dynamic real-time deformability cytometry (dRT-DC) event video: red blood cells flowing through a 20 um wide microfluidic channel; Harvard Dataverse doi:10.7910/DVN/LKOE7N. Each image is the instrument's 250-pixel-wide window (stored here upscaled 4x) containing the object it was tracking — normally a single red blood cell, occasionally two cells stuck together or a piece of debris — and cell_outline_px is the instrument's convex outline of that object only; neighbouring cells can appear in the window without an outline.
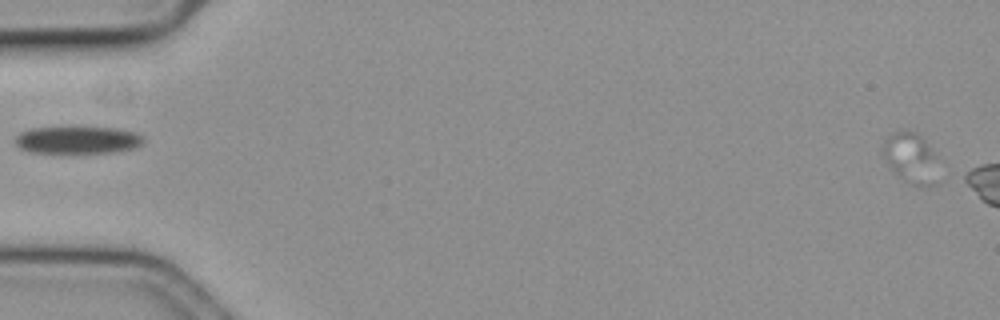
{"species": "common noctule bat (a hibernating species)", "species_latin": "Nyctalus noctula", "temperature_condition": "cold", "stored_images_in_passage": 7, "segment_of_instrument_passage": [1, 2], "camera_frame_rate_fps": 3000, "um_per_image_px": 0.085, "animal": {"sex": "female", "body_mass_g": 19.3, "forearm_length_mm": 54.1}, "frame": {"image": 1, "passage_image": 1, "time_ms": 0.0, "image_size_px": [1000, 320], "cell_outline_px": [[936, 156], [900, 172], [896, 172], [892, 168], [880, 152], [880, 148], [884, 140], [892, 132], [900, 128], [908, 128], [916, 132], [928, 144]], "centroid_in_image_um": [76.96, 12.72], "position_along_channel_um": 8.0, "area_um2": 11.33}}